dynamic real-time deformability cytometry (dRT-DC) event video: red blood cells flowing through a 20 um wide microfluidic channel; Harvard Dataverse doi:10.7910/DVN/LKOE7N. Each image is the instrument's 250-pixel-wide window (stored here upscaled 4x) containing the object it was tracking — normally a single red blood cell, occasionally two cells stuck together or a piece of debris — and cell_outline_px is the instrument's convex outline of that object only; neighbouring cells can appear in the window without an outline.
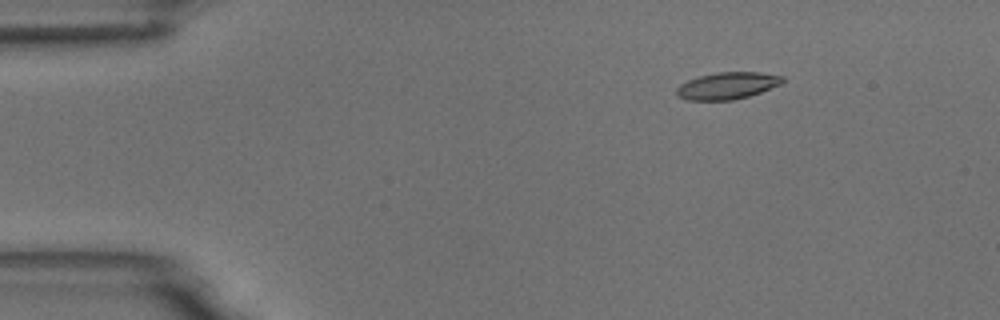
{"species": "common noctule bat (a hibernating species)", "species_latin": "Nyctalus noctula", "temperature_condition": "room temperature", "stored_images_in_passage": 5, "camera_frame_rate_fps": 3000, "um_per_image_px": 0.085, "animal": {"sex": "male", "body_mass_g": 18.8}, "frame": {"image": 1, "passage_image": 3, "time_ms": 2.333, "image_size_px": [1000, 320], "cell_outline_px": [[784, 80], [780, 84], [760, 92], [748, 96], [732, 100], [688, 100], [676, 96], [676, 88], [680, 84], [688, 80], [700, 76], [716, 72], [760, 72], [784, 76]], "centroid_in_image_um": [61.8, 7.28], "position_along_channel_um": 23.2, "area_um2": 16.59}}